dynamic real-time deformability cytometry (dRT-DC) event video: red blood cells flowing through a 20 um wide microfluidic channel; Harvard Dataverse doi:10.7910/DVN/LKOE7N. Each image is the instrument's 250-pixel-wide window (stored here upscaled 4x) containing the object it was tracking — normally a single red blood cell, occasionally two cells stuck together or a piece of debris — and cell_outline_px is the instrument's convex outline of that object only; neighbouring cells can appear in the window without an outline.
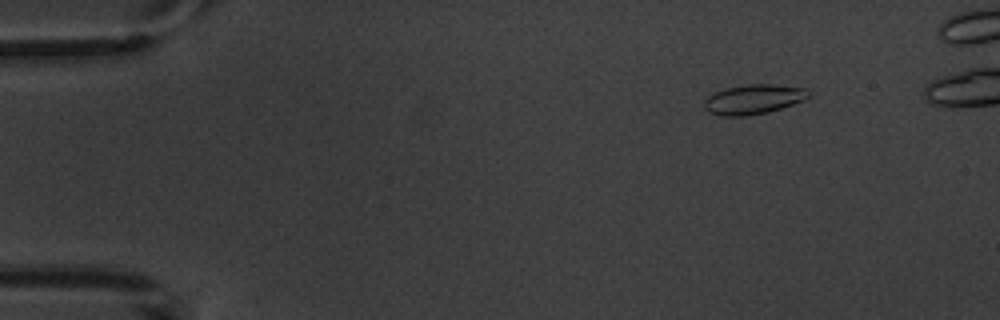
{"species": "common noctule bat (a hibernating species)", "species_latin": "Nyctalus noctula", "temperature_condition": "warm", "stored_images_in_passage": 5, "camera_frame_rate_fps": 3000, "um_per_image_px": 0.085, "animal": {"sex": "male", "body_mass_g": 20.1, "forearm_length_mm": 53.5}, "frame": {"image": 1, "passage_image": 2, "time_ms": 1.0, "image_size_px": [1000, 320], "cell_outline_px": [[812, 92], [804, 100], [768, 112], [748, 116], [720, 116], [708, 112], [704, 108], [704, 100], [708, 96], [716, 92], [728, 88], [748, 84], [772, 84], [808, 88]], "centroid_in_image_um": [64.06, 8.44], "position_along_channel_um": 20.9, "area_um2": 18.09}}